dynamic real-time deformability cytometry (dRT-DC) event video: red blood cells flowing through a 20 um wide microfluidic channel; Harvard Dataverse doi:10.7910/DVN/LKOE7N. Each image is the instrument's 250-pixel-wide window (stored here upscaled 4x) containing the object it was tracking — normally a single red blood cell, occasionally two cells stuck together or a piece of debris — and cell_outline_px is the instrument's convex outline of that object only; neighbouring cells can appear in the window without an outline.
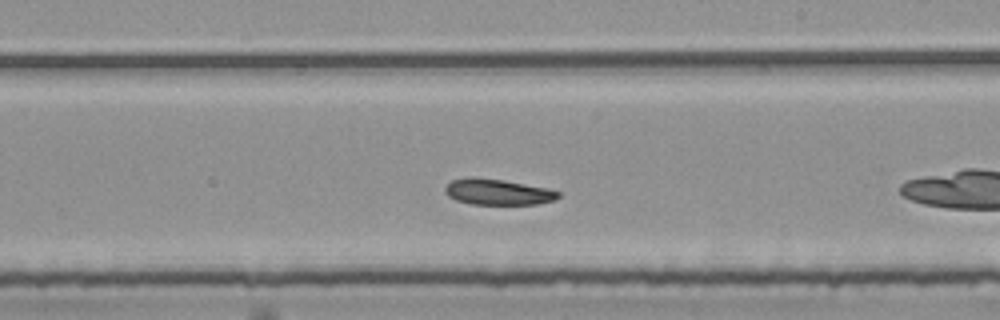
{"species": "common noctule bat (a hibernating species)", "species_latin": "Nyctalus noctula", "temperature_condition": "room temperature", "stored_images_in_passage": 36, "camera_frame_rate_fps": 3000, "um_per_image_px": 0.085, "animal": {"sex": "female", "body_mass_g": 25.1}, "frame": {"image": 1, "passage_image": 16, "time_ms": 5.0, "image_size_px": [1000, 320], "cell_outline_px": [[560, 196], [556, 200], [536, 204], [472, 204], [456, 200], [448, 196], [444, 192], [444, 188], [452, 180], [468, 176], [472, 176], [504, 180], [548, 188], [560, 192]], "centroid_in_image_um": [42.3, 16.31], "position_along_channel_um": 246.7, "area_um2": 17.22}}
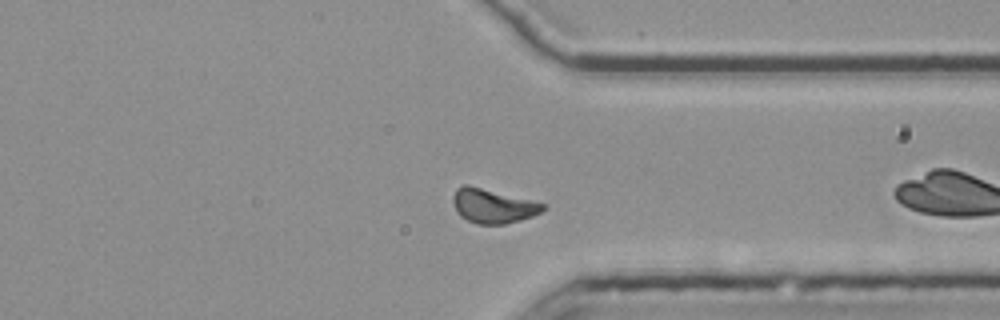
{"frame": {"image": 2, "passage_image": 26, "time_ms": 8.333, "image_size_px": [1000, 320], "cell_outline_px": [[544, 208], [540, 212], [532, 216], [520, 220], [504, 224], [476, 224], [460, 216], [456, 212], [452, 200], [452, 196], [456, 188], [464, 184], [468, 184], [544, 204]], "centroid_in_image_um": [41.81, 17.5], "position_along_channel_um": 369.6, "area_um2": 17.74}, "authors_computed_cell_mechanics": {"area_um2": 17.6579, "velocity_mm_per_s": 3.7306, "shape_relaxation_time_tau1_ms": 1.9196, "shape_relaxation_time_tau2_ms": null, "deformation_change_tau1": 0.1146, "deformation_change_tau2": null}}